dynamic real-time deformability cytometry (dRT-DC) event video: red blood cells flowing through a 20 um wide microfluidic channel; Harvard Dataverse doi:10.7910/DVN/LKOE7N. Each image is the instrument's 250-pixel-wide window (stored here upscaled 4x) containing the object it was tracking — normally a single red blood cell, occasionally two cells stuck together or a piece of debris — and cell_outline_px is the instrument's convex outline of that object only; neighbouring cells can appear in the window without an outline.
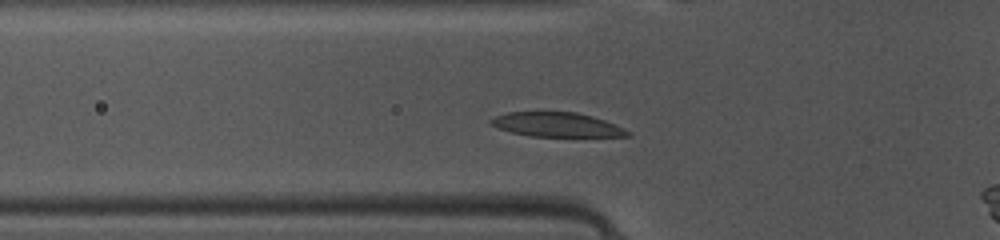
{"species": "common noctule bat (a hibernating species)", "species_latin": "Nyctalus noctula", "temperature_condition": "warm", "stored_images_in_passage": 37, "camera_frame_rate_fps": 3000, "um_per_image_px": 0.085, "animal": {"sex": "female", "body_mass_g": 10.0, "forearm_length_mm": 53.1}, "frame": {"image": 1, "passage_image": 4, "time_ms": 1.0, "image_size_px": [1000, 240], "cell_outline_px": [[632, 136], [532, 136], [512, 132], [500, 128], [492, 124], [488, 120], [496, 116], [508, 112], [576, 112], [592, 116], [604, 120], [624, 128], [632, 132]], "centroid_in_image_um": [47.37, 10.59], "position_along_channel_um": 78.4, "area_um2": 19.13}}
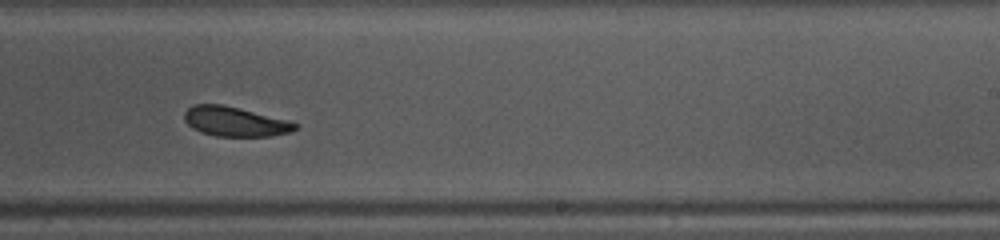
{"frame": {"image": 2, "passage_image": 18, "time_ms": 5.667, "image_size_px": [1000, 240], "cell_outline_px": [[300, 128], [288, 132], [272, 136], [216, 136], [200, 132], [192, 128], [184, 120], [184, 112], [192, 104], [224, 104], [288, 120], [296, 124]], "centroid_in_image_um": [19.95, 10.32], "position_along_channel_um": 269.1, "area_um2": 19.19}}
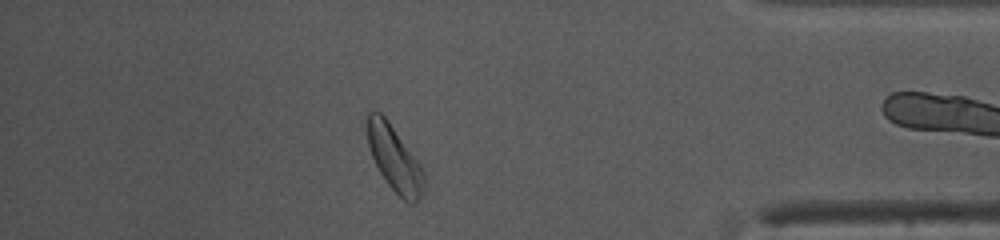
{"frame": {"image": 3, "passage_image": 30, "time_ms": 9.667, "image_size_px": [1000, 240], "cell_outline_px": [[424, 192], [416, 204], [408, 204], [388, 184], [380, 172], [372, 156], [368, 144], [368, 112], [380, 112], [388, 120], [420, 164], [424, 172]], "centroid_in_image_um": [33.57, 13.53], "position_along_channel_um": 401.6, "area_um2": 21.27}, "authors_computed_cell_mechanics": {"area_um2": 20.1722, "velocity_mm_per_s": 4.0738, "shape_relaxation_time_tau1_ms": 1.7238, "shape_relaxation_time_tau2_ms": 3.2054, "deformation_change_tau1": 0.111, "deformation_change_tau2": 0.0858}}